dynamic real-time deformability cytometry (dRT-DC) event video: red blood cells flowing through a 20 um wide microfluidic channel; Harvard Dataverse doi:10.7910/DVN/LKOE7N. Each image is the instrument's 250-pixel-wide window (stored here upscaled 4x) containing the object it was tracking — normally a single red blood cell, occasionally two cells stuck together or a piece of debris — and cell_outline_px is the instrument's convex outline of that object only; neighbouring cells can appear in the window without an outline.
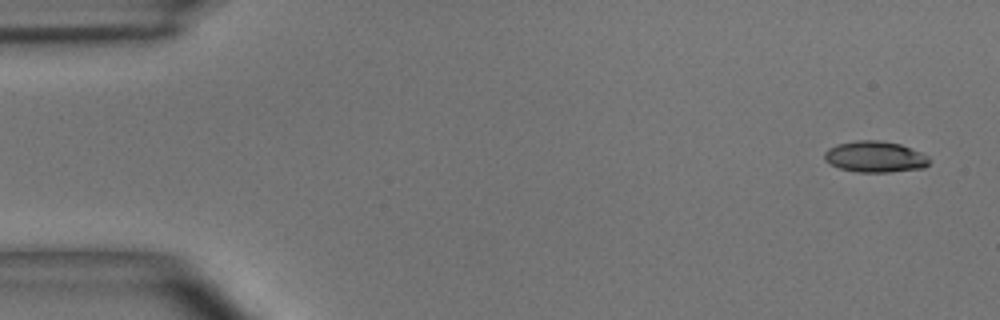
{"species": "common noctule bat (a hibernating species)", "species_latin": "Nyctalus noctula", "temperature_condition": "room temperature", "stored_images_in_passage": 11, "camera_frame_rate_fps": 3000, "um_per_image_px": 0.085, "animal": {"sex": "male", "body_mass_g": 15.6}, "frame": {"image": 1, "passage_image": 1, "time_ms": 0.0, "image_size_px": [1000, 320], "cell_outline_px": [[932, 160], [924, 168], [888, 172], [856, 172], [840, 168], [824, 160], [824, 152], [828, 148], [836, 144], [856, 140], [880, 140], [900, 144], [920, 152], [928, 156]], "centroid_in_image_um": [74.38, 13.32], "position_along_channel_um": 10.6, "area_um2": 19.13}}